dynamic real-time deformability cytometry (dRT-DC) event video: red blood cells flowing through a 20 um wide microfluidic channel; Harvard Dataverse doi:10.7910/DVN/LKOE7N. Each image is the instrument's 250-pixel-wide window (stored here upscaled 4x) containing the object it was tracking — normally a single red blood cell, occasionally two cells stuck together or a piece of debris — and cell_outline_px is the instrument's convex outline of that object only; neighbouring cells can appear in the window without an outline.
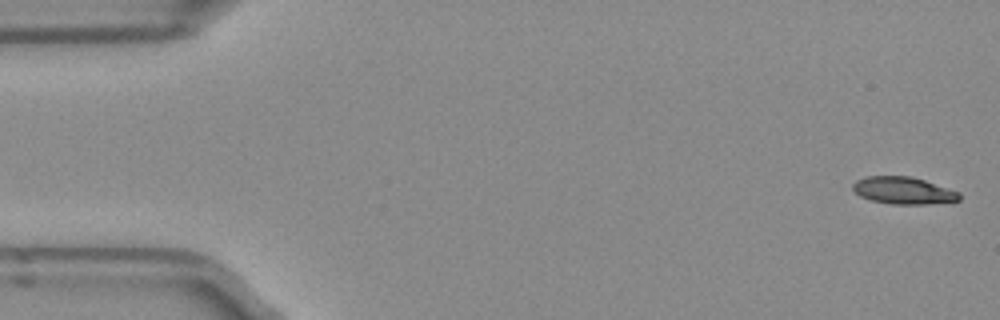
{"species": "Egyptian fruit bat (a non-hibernating species)", "species_latin": "Rousettus aegyptiacus", "temperature_condition": "room temperature", "stored_images_in_passage": 12, "camera_frame_rate_fps": 3000, "um_per_image_px": 0.085, "frame": {"image": 1, "passage_image": 1, "time_ms": 0.0, "image_size_px": [1000, 320], "cell_outline_px": [[960, 200], [928, 204], [892, 204], [872, 200], [860, 196], [852, 188], [852, 184], [856, 180], [864, 176], [912, 176], [960, 192]], "centroid_in_image_um": [76.77, 16.18], "position_along_channel_um": 8.2, "area_um2": 16.82}}